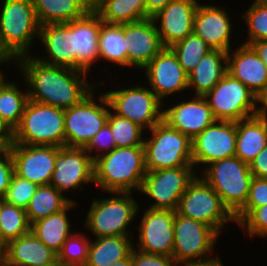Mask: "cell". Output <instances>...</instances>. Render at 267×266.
I'll return each instance as SVG.
<instances>
[{
  "label": "cell",
  "instance_id": "1",
  "mask_svg": "<svg viewBox=\"0 0 267 266\" xmlns=\"http://www.w3.org/2000/svg\"><path fill=\"white\" fill-rule=\"evenodd\" d=\"M18 66L27 84L29 100L33 102L67 109L94 90V84L86 81L88 73L49 65L31 54L20 57Z\"/></svg>",
  "mask_w": 267,
  "mask_h": 266
},
{
  "label": "cell",
  "instance_id": "2",
  "mask_svg": "<svg viewBox=\"0 0 267 266\" xmlns=\"http://www.w3.org/2000/svg\"><path fill=\"white\" fill-rule=\"evenodd\" d=\"M147 173L144 146L115 148L94 160V183L107 193H132Z\"/></svg>",
  "mask_w": 267,
  "mask_h": 266
},
{
  "label": "cell",
  "instance_id": "3",
  "mask_svg": "<svg viewBox=\"0 0 267 266\" xmlns=\"http://www.w3.org/2000/svg\"><path fill=\"white\" fill-rule=\"evenodd\" d=\"M14 143L65 146L64 109L28 100Z\"/></svg>",
  "mask_w": 267,
  "mask_h": 266
},
{
  "label": "cell",
  "instance_id": "4",
  "mask_svg": "<svg viewBox=\"0 0 267 266\" xmlns=\"http://www.w3.org/2000/svg\"><path fill=\"white\" fill-rule=\"evenodd\" d=\"M202 178L221 197L223 204L235 215L246 203L253 175L249 164L237 156L208 164Z\"/></svg>",
  "mask_w": 267,
  "mask_h": 266
},
{
  "label": "cell",
  "instance_id": "5",
  "mask_svg": "<svg viewBox=\"0 0 267 266\" xmlns=\"http://www.w3.org/2000/svg\"><path fill=\"white\" fill-rule=\"evenodd\" d=\"M112 195L113 197L99 200L94 198L84 227L97 238L132 236V233L128 231V226L138 214V209H140L138 203L132 197V193L118 192Z\"/></svg>",
  "mask_w": 267,
  "mask_h": 266
},
{
  "label": "cell",
  "instance_id": "6",
  "mask_svg": "<svg viewBox=\"0 0 267 266\" xmlns=\"http://www.w3.org/2000/svg\"><path fill=\"white\" fill-rule=\"evenodd\" d=\"M151 137L144 140L145 166L155 171L179 166H193L191 139L170 127L165 121L151 130Z\"/></svg>",
  "mask_w": 267,
  "mask_h": 266
},
{
  "label": "cell",
  "instance_id": "7",
  "mask_svg": "<svg viewBox=\"0 0 267 266\" xmlns=\"http://www.w3.org/2000/svg\"><path fill=\"white\" fill-rule=\"evenodd\" d=\"M92 90L78 104L64 109L65 146L85 148L107 123L109 101L103 92L96 102Z\"/></svg>",
  "mask_w": 267,
  "mask_h": 266
},
{
  "label": "cell",
  "instance_id": "8",
  "mask_svg": "<svg viewBox=\"0 0 267 266\" xmlns=\"http://www.w3.org/2000/svg\"><path fill=\"white\" fill-rule=\"evenodd\" d=\"M176 212L181 216L205 223L219 235L225 224L230 221L236 223L234 215L223 204L221 197L198 175L189 183L186 192L181 196Z\"/></svg>",
  "mask_w": 267,
  "mask_h": 266
},
{
  "label": "cell",
  "instance_id": "9",
  "mask_svg": "<svg viewBox=\"0 0 267 266\" xmlns=\"http://www.w3.org/2000/svg\"><path fill=\"white\" fill-rule=\"evenodd\" d=\"M0 11V35L18 57L30 54L33 39L39 38L40 24L31 0H4Z\"/></svg>",
  "mask_w": 267,
  "mask_h": 266
},
{
  "label": "cell",
  "instance_id": "10",
  "mask_svg": "<svg viewBox=\"0 0 267 266\" xmlns=\"http://www.w3.org/2000/svg\"><path fill=\"white\" fill-rule=\"evenodd\" d=\"M204 97L216 120L238 122L255 116L256 95L228 73Z\"/></svg>",
  "mask_w": 267,
  "mask_h": 266
},
{
  "label": "cell",
  "instance_id": "11",
  "mask_svg": "<svg viewBox=\"0 0 267 266\" xmlns=\"http://www.w3.org/2000/svg\"><path fill=\"white\" fill-rule=\"evenodd\" d=\"M110 109L121 117L138 124L143 129L151 130L163 120L162 102L149 88L130 87L106 92Z\"/></svg>",
  "mask_w": 267,
  "mask_h": 266
},
{
  "label": "cell",
  "instance_id": "12",
  "mask_svg": "<svg viewBox=\"0 0 267 266\" xmlns=\"http://www.w3.org/2000/svg\"><path fill=\"white\" fill-rule=\"evenodd\" d=\"M218 237L212 227L175 211L173 258L180 266L211 259Z\"/></svg>",
  "mask_w": 267,
  "mask_h": 266
},
{
  "label": "cell",
  "instance_id": "13",
  "mask_svg": "<svg viewBox=\"0 0 267 266\" xmlns=\"http://www.w3.org/2000/svg\"><path fill=\"white\" fill-rule=\"evenodd\" d=\"M195 171L194 166L147 171L139 191L155 201L150 209L177 211L181 196L197 175Z\"/></svg>",
  "mask_w": 267,
  "mask_h": 266
},
{
  "label": "cell",
  "instance_id": "14",
  "mask_svg": "<svg viewBox=\"0 0 267 266\" xmlns=\"http://www.w3.org/2000/svg\"><path fill=\"white\" fill-rule=\"evenodd\" d=\"M236 140V122L215 120L191 140L193 166L235 156Z\"/></svg>",
  "mask_w": 267,
  "mask_h": 266
},
{
  "label": "cell",
  "instance_id": "15",
  "mask_svg": "<svg viewBox=\"0 0 267 266\" xmlns=\"http://www.w3.org/2000/svg\"><path fill=\"white\" fill-rule=\"evenodd\" d=\"M54 167L49 185L62 194L94 182V160L84 148L60 147Z\"/></svg>",
  "mask_w": 267,
  "mask_h": 266
},
{
  "label": "cell",
  "instance_id": "16",
  "mask_svg": "<svg viewBox=\"0 0 267 266\" xmlns=\"http://www.w3.org/2000/svg\"><path fill=\"white\" fill-rule=\"evenodd\" d=\"M59 149L58 146L14 143L10 148L14 173L38 186L49 185Z\"/></svg>",
  "mask_w": 267,
  "mask_h": 266
},
{
  "label": "cell",
  "instance_id": "17",
  "mask_svg": "<svg viewBox=\"0 0 267 266\" xmlns=\"http://www.w3.org/2000/svg\"><path fill=\"white\" fill-rule=\"evenodd\" d=\"M142 216L137 250L173 257L175 211L147 208Z\"/></svg>",
  "mask_w": 267,
  "mask_h": 266
},
{
  "label": "cell",
  "instance_id": "18",
  "mask_svg": "<svg viewBox=\"0 0 267 266\" xmlns=\"http://www.w3.org/2000/svg\"><path fill=\"white\" fill-rule=\"evenodd\" d=\"M143 69L150 89L162 102L173 93L188 90V74L170 48H163Z\"/></svg>",
  "mask_w": 267,
  "mask_h": 266
},
{
  "label": "cell",
  "instance_id": "19",
  "mask_svg": "<svg viewBox=\"0 0 267 266\" xmlns=\"http://www.w3.org/2000/svg\"><path fill=\"white\" fill-rule=\"evenodd\" d=\"M127 67L144 68L164 47L153 18L122 24Z\"/></svg>",
  "mask_w": 267,
  "mask_h": 266
},
{
  "label": "cell",
  "instance_id": "20",
  "mask_svg": "<svg viewBox=\"0 0 267 266\" xmlns=\"http://www.w3.org/2000/svg\"><path fill=\"white\" fill-rule=\"evenodd\" d=\"M198 4L197 0H174L152 17L164 48H170L193 32Z\"/></svg>",
  "mask_w": 267,
  "mask_h": 266
},
{
  "label": "cell",
  "instance_id": "21",
  "mask_svg": "<svg viewBox=\"0 0 267 266\" xmlns=\"http://www.w3.org/2000/svg\"><path fill=\"white\" fill-rule=\"evenodd\" d=\"M192 99L163 110V121L191 140L216 120L204 96Z\"/></svg>",
  "mask_w": 267,
  "mask_h": 266
},
{
  "label": "cell",
  "instance_id": "22",
  "mask_svg": "<svg viewBox=\"0 0 267 266\" xmlns=\"http://www.w3.org/2000/svg\"><path fill=\"white\" fill-rule=\"evenodd\" d=\"M102 20L95 10L72 20L74 34V70L86 72L99 59L98 36Z\"/></svg>",
  "mask_w": 267,
  "mask_h": 266
},
{
  "label": "cell",
  "instance_id": "23",
  "mask_svg": "<svg viewBox=\"0 0 267 266\" xmlns=\"http://www.w3.org/2000/svg\"><path fill=\"white\" fill-rule=\"evenodd\" d=\"M232 22L228 12L221 6L198 4L193 32L212 49L229 52L231 49Z\"/></svg>",
  "mask_w": 267,
  "mask_h": 266
},
{
  "label": "cell",
  "instance_id": "24",
  "mask_svg": "<svg viewBox=\"0 0 267 266\" xmlns=\"http://www.w3.org/2000/svg\"><path fill=\"white\" fill-rule=\"evenodd\" d=\"M2 266H59L57 254L32 232L9 241L2 250Z\"/></svg>",
  "mask_w": 267,
  "mask_h": 266
},
{
  "label": "cell",
  "instance_id": "25",
  "mask_svg": "<svg viewBox=\"0 0 267 266\" xmlns=\"http://www.w3.org/2000/svg\"><path fill=\"white\" fill-rule=\"evenodd\" d=\"M39 40H42L41 43L48 54L46 59L36 57L39 61L49 65L74 69L72 21L40 26Z\"/></svg>",
  "mask_w": 267,
  "mask_h": 266
},
{
  "label": "cell",
  "instance_id": "26",
  "mask_svg": "<svg viewBox=\"0 0 267 266\" xmlns=\"http://www.w3.org/2000/svg\"><path fill=\"white\" fill-rule=\"evenodd\" d=\"M230 51L227 53V73L257 96L267 85V69L263 61L250 45L244 43L235 52Z\"/></svg>",
  "mask_w": 267,
  "mask_h": 266
},
{
  "label": "cell",
  "instance_id": "27",
  "mask_svg": "<svg viewBox=\"0 0 267 266\" xmlns=\"http://www.w3.org/2000/svg\"><path fill=\"white\" fill-rule=\"evenodd\" d=\"M227 53L210 50L188 74V88H194L195 96H205L227 73Z\"/></svg>",
  "mask_w": 267,
  "mask_h": 266
},
{
  "label": "cell",
  "instance_id": "28",
  "mask_svg": "<svg viewBox=\"0 0 267 266\" xmlns=\"http://www.w3.org/2000/svg\"><path fill=\"white\" fill-rule=\"evenodd\" d=\"M236 154L250 164L267 145V120L253 116L236 122Z\"/></svg>",
  "mask_w": 267,
  "mask_h": 266
},
{
  "label": "cell",
  "instance_id": "29",
  "mask_svg": "<svg viewBox=\"0 0 267 266\" xmlns=\"http://www.w3.org/2000/svg\"><path fill=\"white\" fill-rule=\"evenodd\" d=\"M75 201L71 202L62 211L39 219L31 224V232L57 255L61 251L70 233L71 222L67 211L75 207Z\"/></svg>",
  "mask_w": 267,
  "mask_h": 266
},
{
  "label": "cell",
  "instance_id": "30",
  "mask_svg": "<svg viewBox=\"0 0 267 266\" xmlns=\"http://www.w3.org/2000/svg\"><path fill=\"white\" fill-rule=\"evenodd\" d=\"M132 236H107L95 238L90 243L85 266H111L127 258L134 245Z\"/></svg>",
  "mask_w": 267,
  "mask_h": 266
},
{
  "label": "cell",
  "instance_id": "31",
  "mask_svg": "<svg viewBox=\"0 0 267 266\" xmlns=\"http://www.w3.org/2000/svg\"><path fill=\"white\" fill-rule=\"evenodd\" d=\"M40 26L67 23L91 10L82 0H31Z\"/></svg>",
  "mask_w": 267,
  "mask_h": 266
},
{
  "label": "cell",
  "instance_id": "32",
  "mask_svg": "<svg viewBox=\"0 0 267 266\" xmlns=\"http://www.w3.org/2000/svg\"><path fill=\"white\" fill-rule=\"evenodd\" d=\"M101 20L109 24H125L149 18L145 0H101L94 9Z\"/></svg>",
  "mask_w": 267,
  "mask_h": 266
},
{
  "label": "cell",
  "instance_id": "33",
  "mask_svg": "<svg viewBox=\"0 0 267 266\" xmlns=\"http://www.w3.org/2000/svg\"><path fill=\"white\" fill-rule=\"evenodd\" d=\"M71 202L74 200L65 197L54 186H38L26 208L29 223L32 224L39 219L58 213Z\"/></svg>",
  "mask_w": 267,
  "mask_h": 266
},
{
  "label": "cell",
  "instance_id": "34",
  "mask_svg": "<svg viewBox=\"0 0 267 266\" xmlns=\"http://www.w3.org/2000/svg\"><path fill=\"white\" fill-rule=\"evenodd\" d=\"M99 59L127 67L126 38L122 24L102 22L98 36Z\"/></svg>",
  "mask_w": 267,
  "mask_h": 266
},
{
  "label": "cell",
  "instance_id": "35",
  "mask_svg": "<svg viewBox=\"0 0 267 266\" xmlns=\"http://www.w3.org/2000/svg\"><path fill=\"white\" fill-rule=\"evenodd\" d=\"M28 100V91L22 92L16 83L5 79L0 83V118L13 130L20 124Z\"/></svg>",
  "mask_w": 267,
  "mask_h": 266
},
{
  "label": "cell",
  "instance_id": "36",
  "mask_svg": "<svg viewBox=\"0 0 267 266\" xmlns=\"http://www.w3.org/2000/svg\"><path fill=\"white\" fill-rule=\"evenodd\" d=\"M1 247L3 248L9 241L17 239L31 232L26 209L4 203L0 215Z\"/></svg>",
  "mask_w": 267,
  "mask_h": 266
},
{
  "label": "cell",
  "instance_id": "37",
  "mask_svg": "<svg viewBox=\"0 0 267 266\" xmlns=\"http://www.w3.org/2000/svg\"><path fill=\"white\" fill-rule=\"evenodd\" d=\"M170 49L176 55L183 70L189 74L212 48L197 34L192 32Z\"/></svg>",
  "mask_w": 267,
  "mask_h": 266
},
{
  "label": "cell",
  "instance_id": "38",
  "mask_svg": "<svg viewBox=\"0 0 267 266\" xmlns=\"http://www.w3.org/2000/svg\"><path fill=\"white\" fill-rule=\"evenodd\" d=\"M107 124L110 126L116 148L144 146L143 129L127 118L121 117L111 109ZM143 138V139H142Z\"/></svg>",
  "mask_w": 267,
  "mask_h": 266
},
{
  "label": "cell",
  "instance_id": "39",
  "mask_svg": "<svg viewBox=\"0 0 267 266\" xmlns=\"http://www.w3.org/2000/svg\"><path fill=\"white\" fill-rule=\"evenodd\" d=\"M80 232L71 234L57 255L59 266H85L91 240Z\"/></svg>",
  "mask_w": 267,
  "mask_h": 266
},
{
  "label": "cell",
  "instance_id": "40",
  "mask_svg": "<svg viewBox=\"0 0 267 266\" xmlns=\"http://www.w3.org/2000/svg\"><path fill=\"white\" fill-rule=\"evenodd\" d=\"M243 17L249 33V38L244 44L267 40V0H255Z\"/></svg>",
  "mask_w": 267,
  "mask_h": 266
},
{
  "label": "cell",
  "instance_id": "41",
  "mask_svg": "<svg viewBox=\"0 0 267 266\" xmlns=\"http://www.w3.org/2000/svg\"><path fill=\"white\" fill-rule=\"evenodd\" d=\"M38 185L13 174L10 185L4 196L5 201L17 207L26 209L36 192Z\"/></svg>",
  "mask_w": 267,
  "mask_h": 266
},
{
  "label": "cell",
  "instance_id": "42",
  "mask_svg": "<svg viewBox=\"0 0 267 266\" xmlns=\"http://www.w3.org/2000/svg\"><path fill=\"white\" fill-rule=\"evenodd\" d=\"M267 205V179L253 177L245 205L234 215L239 224L254 208Z\"/></svg>",
  "mask_w": 267,
  "mask_h": 266
},
{
  "label": "cell",
  "instance_id": "43",
  "mask_svg": "<svg viewBox=\"0 0 267 266\" xmlns=\"http://www.w3.org/2000/svg\"><path fill=\"white\" fill-rule=\"evenodd\" d=\"M247 228V234L252 237L258 235L267 237V205L254 208L239 224Z\"/></svg>",
  "mask_w": 267,
  "mask_h": 266
},
{
  "label": "cell",
  "instance_id": "44",
  "mask_svg": "<svg viewBox=\"0 0 267 266\" xmlns=\"http://www.w3.org/2000/svg\"><path fill=\"white\" fill-rule=\"evenodd\" d=\"M116 148L115 140L112 135L110 126L106 123L104 127L89 141L84 148L90 157L95 160L99 156L111 152ZM93 151H104L93 156ZM107 151V152H106ZM92 153V154H91Z\"/></svg>",
  "mask_w": 267,
  "mask_h": 266
},
{
  "label": "cell",
  "instance_id": "45",
  "mask_svg": "<svg viewBox=\"0 0 267 266\" xmlns=\"http://www.w3.org/2000/svg\"><path fill=\"white\" fill-rule=\"evenodd\" d=\"M130 254L133 266H180L173 257L144 253L135 247Z\"/></svg>",
  "mask_w": 267,
  "mask_h": 266
},
{
  "label": "cell",
  "instance_id": "46",
  "mask_svg": "<svg viewBox=\"0 0 267 266\" xmlns=\"http://www.w3.org/2000/svg\"><path fill=\"white\" fill-rule=\"evenodd\" d=\"M14 174V162L10 149L0 153V196H5Z\"/></svg>",
  "mask_w": 267,
  "mask_h": 266
},
{
  "label": "cell",
  "instance_id": "47",
  "mask_svg": "<svg viewBox=\"0 0 267 266\" xmlns=\"http://www.w3.org/2000/svg\"><path fill=\"white\" fill-rule=\"evenodd\" d=\"M253 177L267 179V145L249 164Z\"/></svg>",
  "mask_w": 267,
  "mask_h": 266
},
{
  "label": "cell",
  "instance_id": "48",
  "mask_svg": "<svg viewBox=\"0 0 267 266\" xmlns=\"http://www.w3.org/2000/svg\"><path fill=\"white\" fill-rule=\"evenodd\" d=\"M14 144V130L0 118V147L8 150Z\"/></svg>",
  "mask_w": 267,
  "mask_h": 266
},
{
  "label": "cell",
  "instance_id": "49",
  "mask_svg": "<svg viewBox=\"0 0 267 266\" xmlns=\"http://www.w3.org/2000/svg\"><path fill=\"white\" fill-rule=\"evenodd\" d=\"M174 0H145V12L149 18H152L167 4Z\"/></svg>",
  "mask_w": 267,
  "mask_h": 266
},
{
  "label": "cell",
  "instance_id": "50",
  "mask_svg": "<svg viewBox=\"0 0 267 266\" xmlns=\"http://www.w3.org/2000/svg\"><path fill=\"white\" fill-rule=\"evenodd\" d=\"M16 60V66L18 65L19 58L11 51V49L5 44L2 36L0 35V65L1 63L4 64V62H15ZM12 61V62H11ZM0 74H3V72L0 70Z\"/></svg>",
  "mask_w": 267,
  "mask_h": 266
},
{
  "label": "cell",
  "instance_id": "51",
  "mask_svg": "<svg viewBox=\"0 0 267 266\" xmlns=\"http://www.w3.org/2000/svg\"><path fill=\"white\" fill-rule=\"evenodd\" d=\"M256 103L262 104V106L256 107L255 115L267 120V85L266 87L256 96Z\"/></svg>",
  "mask_w": 267,
  "mask_h": 266
},
{
  "label": "cell",
  "instance_id": "52",
  "mask_svg": "<svg viewBox=\"0 0 267 266\" xmlns=\"http://www.w3.org/2000/svg\"><path fill=\"white\" fill-rule=\"evenodd\" d=\"M263 61L267 69V40H258L249 44Z\"/></svg>",
  "mask_w": 267,
  "mask_h": 266
},
{
  "label": "cell",
  "instance_id": "53",
  "mask_svg": "<svg viewBox=\"0 0 267 266\" xmlns=\"http://www.w3.org/2000/svg\"><path fill=\"white\" fill-rule=\"evenodd\" d=\"M184 266H223V264L220 261V258L216 255L211 259L204 261L190 262Z\"/></svg>",
  "mask_w": 267,
  "mask_h": 266
},
{
  "label": "cell",
  "instance_id": "54",
  "mask_svg": "<svg viewBox=\"0 0 267 266\" xmlns=\"http://www.w3.org/2000/svg\"><path fill=\"white\" fill-rule=\"evenodd\" d=\"M111 266H133L131 254L127 258L122 259Z\"/></svg>",
  "mask_w": 267,
  "mask_h": 266
},
{
  "label": "cell",
  "instance_id": "55",
  "mask_svg": "<svg viewBox=\"0 0 267 266\" xmlns=\"http://www.w3.org/2000/svg\"><path fill=\"white\" fill-rule=\"evenodd\" d=\"M91 10H94L101 0H82Z\"/></svg>",
  "mask_w": 267,
  "mask_h": 266
},
{
  "label": "cell",
  "instance_id": "56",
  "mask_svg": "<svg viewBox=\"0 0 267 266\" xmlns=\"http://www.w3.org/2000/svg\"><path fill=\"white\" fill-rule=\"evenodd\" d=\"M5 202H6L5 198L3 196H0V215H1V212H2V209H3ZM0 221H1V219H0ZM0 246H1V230H0Z\"/></svg>",
  "mask_w": 267,
  "mask_h": 266
},
{
  "label": "cell",
  "instance_id": "57",
  "mask_svg": "<svg viewBox=\"0 0 267 266\" xmlns=\"http://www.w3.org/2000/svg\"><path fill=\"white\" fill-rule=\"evenodd\" d=\"M2 250L3 248L0 246V266H2Z\"/></svg>",
  "mask_w": 267,
  "mask_h": 266
},
{
  "label": "cell",
  "instance_id": "58",
  "mask_svg": "<svg viewBox=\"0 0 267 266\" xmlns=\"http://www.w3.org/2000/svg\"><path fill=\"white\" fill-rule=\"evenodd\" d=\"M5 79V75L4 74H0V83Z\"/></svg>",
  "mask_w": 267,
  "mask_h": 266
}]
</instances>
